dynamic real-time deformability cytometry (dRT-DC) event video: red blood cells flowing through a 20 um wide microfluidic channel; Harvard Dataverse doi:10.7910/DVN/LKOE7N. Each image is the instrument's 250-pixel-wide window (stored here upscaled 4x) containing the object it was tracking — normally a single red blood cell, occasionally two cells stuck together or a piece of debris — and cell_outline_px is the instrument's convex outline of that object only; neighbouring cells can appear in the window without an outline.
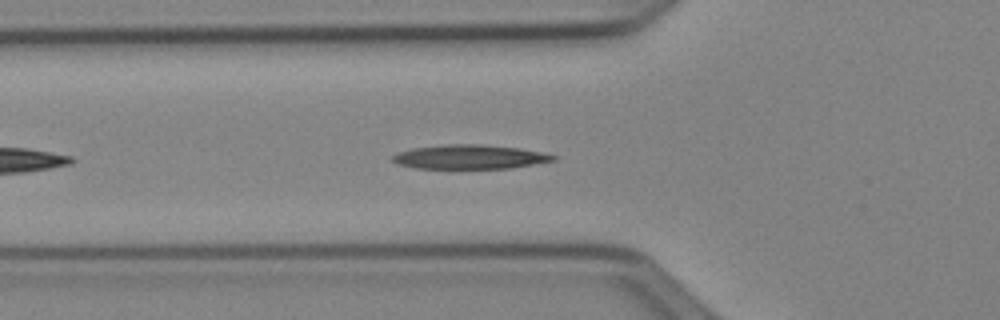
{"species": "Egyptian fruit bat (a non-hibernating species)", "species_latin": "Rousettus aegyptiacus", "temperature_condition": "cold", "stored_images_in_passage": 25, "camera_frame_rate_fps": 3000, "um_per_image_px": 0.085, "animal": {"sex": "female"}, "frame": {"image": 1, "passage_image": 6, "time_ms": 1.667, "image_size_px": [1000, 320], "cell_outline_px": [[556, 160], [508, 168], [416, 168], [396, 164], [392, 160], [392, 156], [396, 152], [412, 148], [448, 144], [480, 144], [516, 148], [540, 152], [556, 156]], "centroid_in_image_um": [39.84, 13.33], "position_along_channel_um": 86.0, "area_um2": 22.37}}
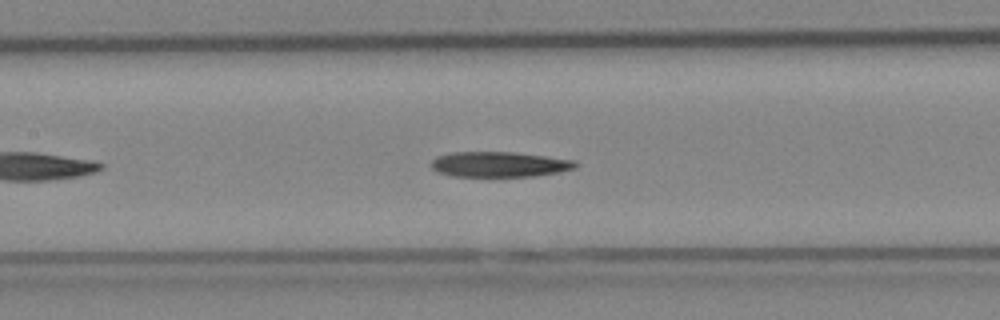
{"frame": {"image": 2, "passage_image": 12, "time_ms": 3.667, "image_size_px": [1000, 320], "cell_outline_px": [[576, 168], [560, 172], [532, 176], [452, 176], [436, 172], [432, 168], [432, 160], [436, 156], [452, 152], [516, 152], [576, 160]], "centroid_in_image_um": [42.44, 13.96], "position_along_channel_um": 165.0, "area_um2": 21.33}}
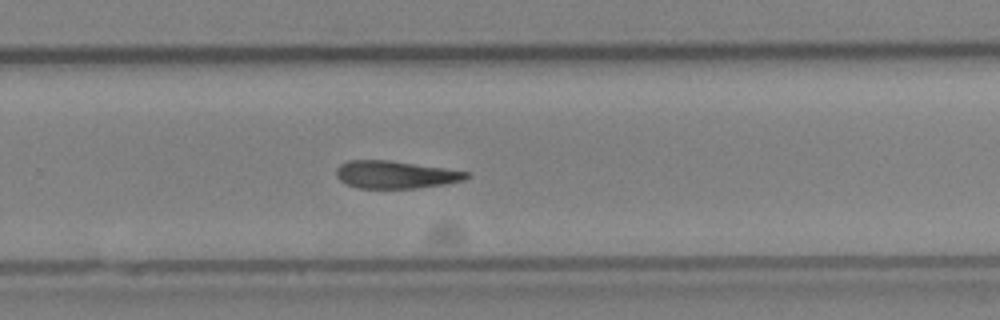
{"frame": {"image": 3, "passage_image": 22, "time_ms": 7.0, "image_size_px": [1000, 320], "cell_outline_px": [[468, 176], [464, 180], [444, 184], [416, 188], [360, 188], [348, 184], [340, 180], [336, 176], [336, 168], [340, 164], [348, 160], [388, 160], [444, 168], [468, 172]], "centroid_in_image_um": [33.57, 14.84], "position_along_channel_um": 296.2, "area_um2": 20.69}}